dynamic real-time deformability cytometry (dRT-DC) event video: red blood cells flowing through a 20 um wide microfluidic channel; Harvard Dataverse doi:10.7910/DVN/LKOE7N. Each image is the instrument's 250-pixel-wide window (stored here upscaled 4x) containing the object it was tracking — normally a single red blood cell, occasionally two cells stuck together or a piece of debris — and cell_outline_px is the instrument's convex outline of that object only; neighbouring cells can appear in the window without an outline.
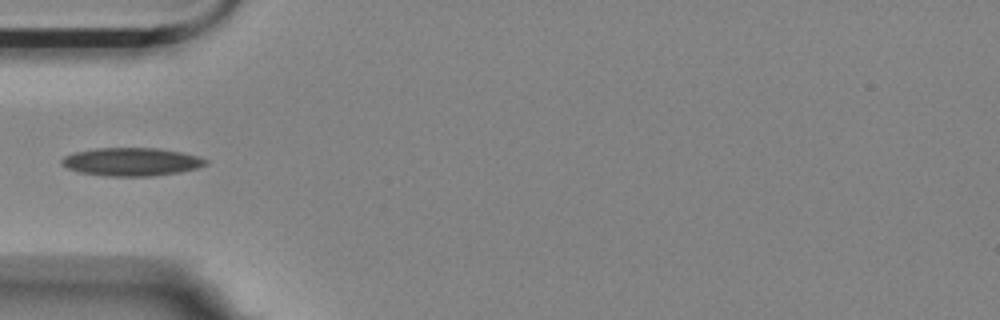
{"species": "Egyptian fruit bat (a non-hibernating species)", "species_latin": "Rousettus aegyptiacus", "temperature_condition": "room temperature", "stored_images_in_passage": 2, "camera_frame_rate_fps": 3000, "um_per_image_px": 0.085, "animal": {"sex": "female"}, "frame": {"image": 1, "passage_image": 2, "time_ms": 0.333, "image_size_px": [1000, 320], "cell_outline_px": [[208, 164], [196, 168], [180, 172], [152, 176], [108, 176], [80, 172], [68, 168], [60, 164], [60, 160], [64, 156], [76, 152], [96, 148], [160, 148], [180, 152], [196, 156], [208, 160]], "centroid_in_image_um": [11.17, 13.75], "position_along_channel_um": 73.8, "area_um2": 23.52}}